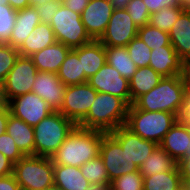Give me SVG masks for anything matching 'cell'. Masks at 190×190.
<instances>
[{"label":"cell","instance_id":"44","mask_svg":"<svg viewBox=\"0 0 190 190\" xmlns=\"http://www.w3.org/2000/svg\"><path fill=\"white\" fill-rule=\"evenodd\" d=\"M0 190H21L13 174L0 177Z\"/></svg>","mask_w":190,"mask_h":190},{"label":"cell","instance_id":"19","mask_svg":"<svg viewBox=\"0 0 190 190\" xmlns=\"http://www.w3.org/2000/svg\"><path fill=\"white\" fill-rule=\"evenodd\" d=\"M149 67L162 77L183 74V60L178 56L172 46H163L162 48L151 50Z\"/></svg>","mask_w":190,"mask_h":190},{"label":"cell","instance_id":"57","mask_svg":"<svg viewBox=\"0 0 190 190\" xmlns=\"http://www.w3.org/2000/svg\"><path fill=\"white\" fill-rule=\"evenodd\" d=\"M178 190H187L185 185H182Z\"/></svg>","mask_w":190,"mask_h":190},{"label":"cell","instance_id":"47","mask_svg":"<svg viewBox=\"0 0 190 190\" xmlns=\"http://www.w3.org/2000/svg\"><path fill=\"white\" fill-rule=\"evenodd\" d=\"M10 113L11 112L8 106L2 112H0V135L6 132L7 122Z\"/></svg>","mask_w":190,"mask_h":190},{"label":"cell","instance_id":"40","mask_svg":"<svg viewBox=\"0 0 190 190\" xmlns=\"http://www.w3.org/2000/svg\"><path fill=\"white\" fill-rule=\"evenodd\" d=\"M62 4V0H50L36 5L42 23H50L56 14V10Z\"/></svg>","mask_w":190,"mask_h":190},{"label":"cell","instance_id":"11","mask_svg":"<svg viewBox=\"0 0 190 190\" xmlns=\"http://www.w3.org/2000/svg\"><path fill=\"white\" fill-rule=\"evenodd\" d=\"M138 29L125 9L113 10L105 32L98 40L104 47H126L137 37Z\"/></svg>","mask_w":190,"mask_h":190},{"label":"cell","instance_id":"58","mask_svg":"<svg viewBox=\"0 0 190 190\" xmlns=\"http://www.w3.org/2000/svg\"><path fill=\"white\" fill-rule=\"evenodd\" d=\"M185 186L187 190H190V184H186Z\"/></svg>","mask_w":190,"mask_h":190},{"label":"cell","instance_id":"51","mask_svg":"<svg viewBox=\"0 0 190 190\" xmlns=\"http://www.w3.org/2000/svg\"><path fill=\"white\" fill-rule=\"evenodd\" d=\"M87 190H111V184H90Z\"/></svg>","mask_w":190,"mask_h":190},{"label":"cell","instance_id":"17","mask_svg":"<svg viewBox=\"0 0 190 190\" xmlns=\"http://www.w3.org/2000/svg\"><path fill=\"white\" fill-rule=\"evenodd\" d=\"M159 146L178 164L187 156L189 150L190 125L178 120L164 136Z\"/></svg>","mask_w":190,"mask_h":190},{"label":"cell","instance_id":"43","mask_svg":"<svg viewBox=\"0 0 190 190\" xmlns=\"http://www.w3.org/2000/svg\"><path fill=\"white\" fill-rule=\"evenodd\" d=\"M178 165L181 171L183 185L190 184V146H189L187 156L184 157L178 163Z\"/></svg>","mask_w":190,"mask_h":190},{"label":"cell","instance_id":"30","mask_svg":"<svg viewBox=\"0 0 190 190\" xmlns=\"http://www.w3.org/2000/svg\"><path fill=\"white\" fill-rule=\"evenodd\" d=\"M182 183L181 171L177 165L172 171L143 177V190H178Z\"/></svg>","mask_w":190,"mask_h":190},{"label":"cell","instance_id":"21","mask_svg":"<svg viewBox=\"0 0 190 190\" xmlns=\"http://www.w3.org/2000/svg\"><path fill=\"white\" fill-rule=\"evenodd\" d=\"M78 59L82 65V73L89 80L107 62L106 52L99 40L78 47Z\"/></svg>","mask_w":190,"mask_h":190},{"label":"cell","instance_id":"22","mask_svg":"<svg viewBox=\"0 0 190 190\" xmlns=\"http://www.w3.org/2000/svg\"><path fill=\"white\" fill-rule=\"evenodd\" d=\"M6 132L14 139L18 149L24 156H34V128L11 113Z\"/></svg>","mask_w":190,"mask_h":190},{"label":"cell","instance_id":"6","mask_svg":"<svg viewBox=\"0 0 190 190\" xmlns=\"http://www.w3.org/2000/svg\"><path fill=\"white\" fill-rule=\"evenodd\" d=\"M13 175L21 190H43L54 185V164L49 157L24 156L14 163Z\"/></svg>","mask_w":190,"mask_h":190},{"label":"cell","instance_id":"23","mask_svg":"<svg viewBox=\"0 0 190 190\" xmlns=\"http://www.w3.org/2000/svg\"><path fill=\"white\" fill-rule=\"evenodd\" d=\"M172 47L184 61L190 57V11H183L169 31Z\"/></svg>","mask_w":190,"mask_h":190},{"label":"cell","instance_id":"24","mask_svg":"<svg viewBox=\"0 0 190 190\" xmlns=\"http://www.w3.org/2000/svg\"><path fill=\"white\" fill-rule=\"evenodd\" d=\"M56 41L55 34L50 24L40 23L35 27L23 45L18 49L21 56H32L35 52L41 51Z\"/></svg>","mask_w":190,"mask_h":190},{"label":"cell","instance_id":"16","mask_svg":"<svg viewBox=\"0 0 190 190\" xmlns=\"http://www.w3.org/2000/svg\"><path fill=\"white\" fill-rule=\"evenodd\" d=\"M66 85L56 73L38 72L32 92L41 97L53 111H58L63 104Z\"/></svg>","mask_w":190,"mask_h":190},{"label":"cell","instance_id":"32","mask_svg":"<svg viewBox=\"0 0 190 190\" xmlns=\"http://www.w3.org/2000/svg\"><path fill=\"white\" fill-rule=\"evenodd\" d=\"M80 170L90 184H110L104 161L100 155L80 166Z\"/></svg>","mask_w":190,"mask_h":190},{"label":"cell","instance_id":"7","mask_svg":"<svg viewBox=\"0 0 190 190\" xmlns=\"http://www.w3.org/2000/svg\"><path fill=\"white\" fill-rule=\"evenodd\" d=\"M56 41L74 49L91 42L93 39L86 32L81 14L67 8L63 3L49 23Z\"/></svg>","mask_w":190,"mask_h":190},{"label":"cell","instance_id":"2","mask_svg":"<svg viewBox=\"0 0 190 190\" xmlns=\"http://www.w3.org/2000/svg\"><path fill=\"white\" fill-rule=\"evenodd\" d=\"M186 88L182 75L163 77L157 86L140 96L133 104L140 110L167 111L179 117Z\"/></svg>","mask_w":190,"mask_h":190},{"label":"cell","instance_id":"34","mask_svg":"<svg viewBox=\"0 0 190 190\" xmlns=\"http://www.w3.org/2000/svg\"><path fill=\"white\" fill-rule=\"evenodd\" d=\"M126 49L131 60L135 65L140 67H148L151 59V49L138 37H135Z\"/></svg>","mask_w":190,"mask_h":190},{"label":"cell","instance_id":"38","mask_svg":"<svg viewBox=\"0 0 190 190\" xmlns=\"http://www.w3.org/2000/svg\"><path fill=\"white\" fill-rule=\"evenodd\" d=\"M125 10L138 28L149 24L150 13L143 0H131Z\"/></svg>","mask_w":190,"mask_h":190},{"label":"cell","instance_id":"18","mask_svg":"<svg viewBox=\"0 0 190 190\" xmlns=\"http://www.w3.org/2000/svg\"><path fill=\"white\" fill-rule=\"evenodd\" d=\"M40 23L41 20L36 6L17 10L15 25L6 43L15 49H19Z\"/></svg>","mask_w":190,"mask_h":190},{"label":"cell","instance_id":"53","mask_svg":"<svg viewBox=\"0 0 190 190\" xmlns=\"http://www.w3.org/2000/svg\"><path fill=\"white\" fill-rule=\"evenodd\" d=\"M7 102L5 100V97L0 89V112H2L7 107Z\"/></svg>","mask_w":190,"mask_h":190},{"label":"cell","instance_id":"13","mask_svg":"<svg viewBox=\"0 0 190 190\" xmlns=\"http://www.w3.org/2000/svg\"><path fill=\"white\" fill-rule=\"evenodd\" d=\"M88 83L100 93L111 94L123 99L131 106L129 81L107 62L94 74Z\"/></svg>","mask_w":190,"mask_h":190},{"label":"cell","instance_id":"14","mask_svg":"<svg viewBox=\"0 0 190 190\" xmlns=\"http://www.w3.org/2000/svg\"><path fill=\"white\" fill-rule=\"evenodd\" d=\"M126 151L129 158L138 167L150 156L157 144L155 142L145 140L136 135L126 125L119 126L116 130L109 132Z\"/></svg>","mask_w":190,"mask_h":190},{"label":"cell","instance_id":"50","mask_svg":"<svg viewBox=\"0 0 190 190\" xmlns=\"http://www.w3.org/2000/svg\"><path fill=\"white\" fill-rule=\"evenodd\" d=\"M131 0H109L114 10L126 9Z\"/></svg>","mask_w":190,"mask_h":190},{"label":"cell","instance_id":"27","mask_svg":"<svg viewBox=\"0 0 190 190\" xmlns=\"http://www.w3.org/2000/svg\"><path fill=\"white\" fill-rule=\"evenodd\" d=\"M177 165V162L157 145L139 167V172L143 177H151L157 173L172 171Z\"/></svg>","mask_w":190,"mask_h":190},{"label":"cell","instance_id":"46","mask_svg":"<svg viewBox=\"0 0 190 190\" xmlns=\"http://www.w3.org/2000/svg\"><path fill=\"white\" fill-rule=\"evenodd\" d=\"M89 0H62V3L76 13H82Z\"/></svg>","mask_w":190,"mask_h":190},{"label":"cell","instance_id":"5","mask_svg":"<svg viewBox=\"0 0 190 190\" xmlns=\"http://www.w3.org/2000/svg\"><path fill=\"white\" fill-rule=\"evenodd\" d=\"M178 120L179 117L173 113L167 111H144L132 104L128 108L125 125L141 138L159 145Z\"/></svg>","mask_w":190,"mask_h":190},{"label":"cell","instance_id":"10","mask_svg":"<svg viewBox=\"0 0 190 190\" xmlns=\"http://www.w3.org/2000/svg\"><path fill=\"white\" fill-rule=\"evenodd\" d=\"M99 155L104 161L110 183L121 175L139 171V167L110 133H103Z\"/></svg>","mask_w":190,"mask_h":190},{"label":"cell","instance_id":"29","mask_svg":"<svg viewBox=\"0 0 190 190\" xmlns=\"http://www.w3.org/2000/svg\"><path fill=\"white\" fill-rule=\"evenodd\" d=\"M104 49L107 63L129 81L138 67L131 60L126 47H104Z\"/></svg>","mask_w":190,"mask_h":190},{"label":"cell","instance_id":"28","mask_svg":"<svg viewBox=\"0 0 190 190\" xmlns=\"http://www.w3.org/2000/svg\"><path fill=\"white\" fill-rule=\"evenodd\" d=\"M57 75L66 86L88 82V79L82 73V65L78 59V47L69 51Z\"/></svg>","mask_w":190,"mask_h":190},{"label":"cell","instance_id":"12","mask_svg":"<svg viewBox=\"0 0 190 190\" xmlns=\"http://www.w3.org/2000/svg\"><path fill=\"white\" fill-rule=\"evenodd\" d=\"M7 105L12 115L33 127L54 112L47 102L33 92L17 96Z\"/></svg>","mask_w":190,"mask_h":190},{"label":"cell","instance_id":"8","mask_svg":"<svg viewBox=\"0 0 190 190\" xmlns=\"http://www.w3.org/2000/svg\"><path fill=\"white\" fill-rule=\"evenodd\" d=\"M38 73L31 57L21 56L16 60L0 89L8 103L11 99L32 92L34 80Z\"/></svg>","mask_w":190,"mask_h":190},{"label":"cell","instance_id":"56","mask_svg":"<svg viewBox=\"0 0 190 190\" xmlns=\"http://www.w3.org/2000/svg\"><path fill=\"white\" fill-rule=\"evenodd\" d=\"M0 5H9L8 0H0Z\"/></svg>","mask_w":190,"mask_h":190},{"label":"cell","instance_id":"26","mask_svg":"<svg viewBox=\"0 0 190 190\" xmlns=\"http://www.w3.org/2000/svg\"><path fill=\"white\" fill-rule=\"evenodd\" d=\"M163 77L151 67H140L129 80L131 105L143 94L150 92Z\"/></svg>","mask_w":190,"mask_h":190},{"label":"cell","instance_id":"25","mask_svg":"<svg viewBox=\"0 0 190 190\" xmlns=\"http://www.w3.org/2000/svg\"><path fill=\"white\" fill-rule=\"evenodd\" d=\"M54 185L62 190H87L90 183L80 167L54 164Z\"/></svg>","mask_w":190,"mask_h":190},{"label":"cell","instance_id":"31","mask_svg":"<svg viewBox=\"0 0 190 190\" xmlns=\"http://www.w3.org/2000/svg\"><path fill=\"white\" fill-rule=\"evenodd\" d=\"M183 11L180 5L162 7L158 12L150 14L149 24L169 33Z\"/></svg>","mask_w":190,"mask_h":190},{"label":"cell","instance_id":"1","mask_svg":"<svg viewBox=\"0 0 190 190\" xmlns=\"http://www.w3.org/2000/svg\"><path fill=\"white\" fill-rule=\"evenodd\" d=\"M103 131L75 126L50 157L53 164L80 167L100 154Z\"/></svg>","mask_w":190,"mask_h":190},{"label":"cell","instance_id":"33","mask_svg":"<svg viewBox=\"0 0 190 190\" xmlns=\"http://www.w3.org/2000/svg\"><path fill=\"white\" fill-rule=\"evenodd\" d=\"M137 37L142 40L151 50L172 46L169 34L156 27L146 24L138 29Z\"/></svg>","mask_w":190,"mask_h":190},{"label":"cell","instance_id":"9","mask_svg":"<svg viewBox=\"0 0 190 190\" xmlns=\"http://www.w3.org/2000/svg\"><path fill=\"white\" fill-rule=\"evenodd\" d=\"M97 93L88 82L66 86L63 104L58 111L78 125L88 114Z\"/></svg>","mask_w":190,"mask_h":190},{"label":"cell","instance_id":"54","mask_svg":"<svg viewBox=\"0 0 190 190\" xmlns=\"http://www.w3.org/2000/svg\"><path fill=\"white\" fill-rule=\"evenodd\" d=\"M50 0H30L31 6H36L37 4L43 3V2H48Z\"/></svg>","mask_w":190,"mask_h":190},{"label":"cell","instance_id":"15","mask_svg":"<svg viewBox=\"0 0 190 190\" xmlns=\"http://www.w3.org/2000/svg\"><path fill=\"white\" fill-rule=\"evenodd\" d=\"M109 0H89L81 13V20L86 32L93 40H98L109 23L113 13Z\"/></svg>","mask_w":190,"mask_h":190},{"label":"cell","instance_id":"52","mask_svg":"<svg viewBox=\"0 0 190 190\" xmlns=\"http://www.w3.org/2000/svg\"><path fill=\"white\" fill-rule=\"evenodd\" d=\"M179 5L184 11H190V0H179Z\"/></svg>","mask_w":190,"mask_h":190},{"label":"cell","instance_id":"49","mask_svg":"<svg viewBox=\"0 0 190 190\" xmlns=\"http://www.w3.org/2000/svg\"><path fill=\"white\" fill-rule=\"evenodd\" d=\"M8 2L9 5L15 10L24 9L25 7L31 6L30 0H8Z\"/></svg>","mask_w":190,"mask_h":190},{"label":"cell","instance_id":"39","mask_svg":"<svg viewBox=\"0 0 190 190\" xmlns=\"http://www.w3.org/2000/svg\"><path fill=\"white\" fill-rule=\"evenodd\" d=\"M0 152L13 163L18 162L24 157L18 149L14 139L7 132L0 135Z\"/></svg>","mask_w":190,"mask_h":190},{"label":"cell","instance_id":"3","mask_svg":"<svg viewBox=\"0 0 190 190\" xmlns=\"http://www.w3.org/2000/svg\"><path fill=\"white\" fill-rule=\"evenodd\" d=\"M128 108L120 97L98 92L88 114L77 126L109 133L126 124Z\"/></svg>","mask_w":190,"mask_h":190},{"label":"cell","instance_id":"36","mask_svg":"<svg viewBox=\"0 0 190 190\" xmlns=\"http://www.w3.org/2000/svg\"><path fill=\"white\" fill-rule=\"evenodd\" d=\"M17 10L10 5H0V43H6L16 20Z\"/></svg>","mask_w":190,"mask_h":190},{"label":"cell","instance_id":"42","mask_svg":"<svg viewBox=\"0 0 190 190\" xmlns=\"http://www.w3.org/2000/svg\"><path fill=\"white\" fill-rule=\"evenodd\" d=\"M179 121L190 125V86H187L184 93L183 107L179 115Z\"/></svg>","mask_w":190,"mask_h":190},{"label":"cell","instance_id":"4","mask_svg":"<svg viewBox=\"0 0 190 190\" xmlns=\"http://www.w3.org/2000/svg\"><path fill=\"white\" fill-rule=\"evenodd\" d=\"M76 125L59 111L42 119L34 128V156L51 157Z\"/></svg>","mask_w":190,"mask_h":190},{"label":"cell","instance_id":"48","mask_svg":"<svg viewBox=\"0 0 190 190\" xmlns=\"http://www.w3.org/2000/svg\"><path fill=\"white\" fill-rule=\"evenodd\" d=\"M184 81L187 86H190V57L183 61V74Z\"/></svg>","mask_w":190,"mask_h":190},{"label":"cell","instance_id":"20","mask_svg":"<svg viewBox=\"0 0 190 190\" xmlns=\"http://www.w3.org/2000/svg\"><path fill=\"white\" fill-rule=\"evenodd\" d=\"M71 48L63 43L55 42L41 51L30 56L38 72L58 73L61 64L64 62Z\"/></svg>","mask_w":190,"mask_h":190},{"label":"cell","instance_id":"35","mask_svg":"<svg viewBox=\"0 0 190 190\" xmlns=\"http://www.w3.org/2000/svg\"><path fill=\"white\" fill-rule=\"evenodd\" d=\"M19 55L18 49H15L7 43H0V85L4 82L6 76L15 65Z\"/></svg>","mask_w":190,"mask_h":190},{"label":"cell","instance_id":"37","mask_svg":"<svg viewBox=\"0 0 190 190\" xmlns=\"http://www.w3.org/2000/svg\"><path fill=\"white\" fill-rule=\"evenodd\" d=\"M111 190H143V176L137 172L127 173L111 181Z\"/></svg>","mask_w":190,"mask_h":190},{"label":"cell","instance_id":"55","mask_svg":"<svg viewBox=\"0 0 190 190\" xmlns=\"http://www.w3.org/2000/svg\"><path fill=\"white\" fill-rule=\"evenodd\" d=\"M43 190H62V189L56 185H52V186L45 188Z\"/></svg>","mask_w":190,"mask_h":190},{"label":"cell","instance_id":"41","mask_svg":"<svg viewBox=\"0 0 190 190\" xmlns=\"http://www.w3.org/2000/svg\"><path fill=\"white\" fill-rule=\"evenodd\" d=\"M143 2L146 4L150 14L158 12L165 6L179 5V0H143Z\"/></svg>","mask_w":190,"mask_h":190},{"label":"cell","instance_id":"45","mask_svg":"<svg viewBox=\"0 0 190 190\" xmlns=\"http://www.w3.org/2000/svg\"><path fill=\"white\" fill-rule=\"evenodd\" d=\"M14 163L0 152V177L13 174Z\"/></svg>","mask_w":190,"mask_h":190}]
</instances>
